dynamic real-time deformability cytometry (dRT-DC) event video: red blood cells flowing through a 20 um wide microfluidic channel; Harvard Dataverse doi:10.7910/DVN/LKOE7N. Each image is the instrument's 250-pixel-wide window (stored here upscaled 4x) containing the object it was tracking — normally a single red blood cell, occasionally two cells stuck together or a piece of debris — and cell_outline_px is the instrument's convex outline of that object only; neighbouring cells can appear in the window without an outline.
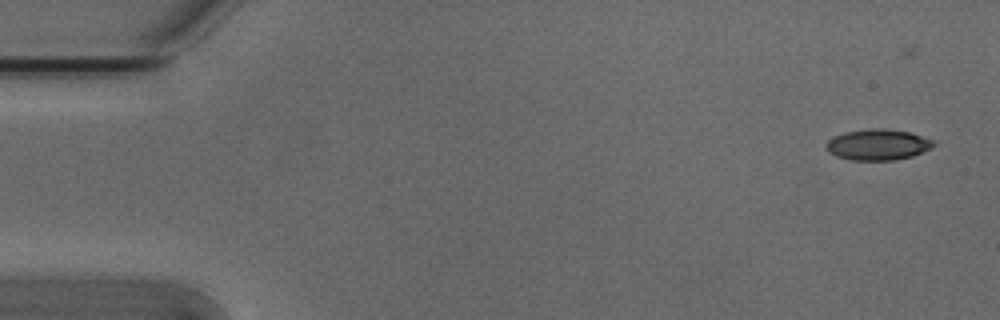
{"species": "Egyptian fruit bat (a non-hibernating species)", "species_latin": "Rousettus aegyptiacus", "temperature_condition": "cold", "stored_images_in_passage": 4, "camera_frame_rate_fps": 3000, "um_per_image_px": 0.085, "animal": {"sex": "male"}, "frame": {"image": 1, "passage_image": 2, "time_ms": 0.333, "image_size_px": [1000, 320], "cell_outline_px": [[936, 144], [932, 148], [912, 156], [892, 160], [852, 160], [836, 156], [828, 152], [828, 140], [844, 132], [872, 128], [884, 128], [908, 132], [932, 140]], "centroid_in_image_um": [74.63, 12.3], "position_along_channel_um": 10.4, "area_um2": 19.07}}